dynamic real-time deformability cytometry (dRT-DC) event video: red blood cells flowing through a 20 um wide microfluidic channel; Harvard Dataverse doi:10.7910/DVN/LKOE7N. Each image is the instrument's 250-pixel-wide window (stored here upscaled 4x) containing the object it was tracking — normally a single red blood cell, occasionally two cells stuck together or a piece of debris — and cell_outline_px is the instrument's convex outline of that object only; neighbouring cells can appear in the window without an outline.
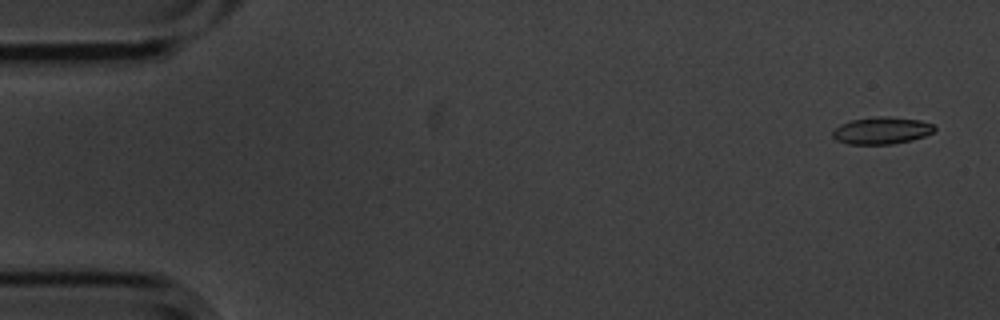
{"species": "common noctule bat (a hibernating species)", "species_latin": "Nyctalus noctula", "temperature_condition": "cold", "stored_images_in_passage": 5, "camera_frame_rate_fps": 3000, "um_per_image_px": 0.085, "animal": {"sex": "male", "body_mass_g": 20.1, "forearm_length_mm": 53.5}, "frame": {"image": 1, "passage_image": 1, "time_ms": 0.0, "image_size_px": [1000, 320], "cell_outline_px": [[936, 128], [932, 132], [924, 136], [912, 140], [892, 144], [848, 144], [836, 140], [832, 136], [832, 128], [840, 124], [852, 120], [876, 116], [888, 116], [920, 120], [932, 124]], "centroid_in_image_um": [74.9, 11.09], "position_along_channel_um": 10.1, "area_um2": 16.18}}
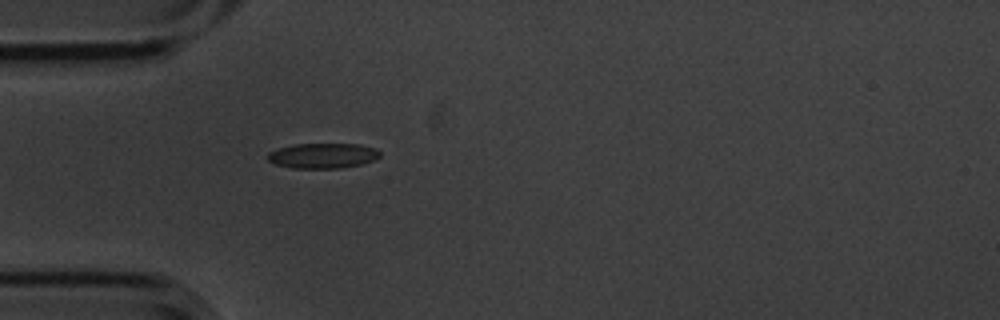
{"frame": {"image": 2, "passage_image": 5, "time_ms": 1.333, "image_size_px": [1000, 320], "cell_outline_px": [[380, 156], [372, 160], [360, 164], [340, 168], [292, 168], [276, 164], [268, 160], [268, 152], [276, 148], [292, 144], [360, 144], [376, 148], [380, 152]], "centroid_in_image_um": [27.41, 13.22], "position_along_channel_um": 57.6, "area_um2": 16.47}}